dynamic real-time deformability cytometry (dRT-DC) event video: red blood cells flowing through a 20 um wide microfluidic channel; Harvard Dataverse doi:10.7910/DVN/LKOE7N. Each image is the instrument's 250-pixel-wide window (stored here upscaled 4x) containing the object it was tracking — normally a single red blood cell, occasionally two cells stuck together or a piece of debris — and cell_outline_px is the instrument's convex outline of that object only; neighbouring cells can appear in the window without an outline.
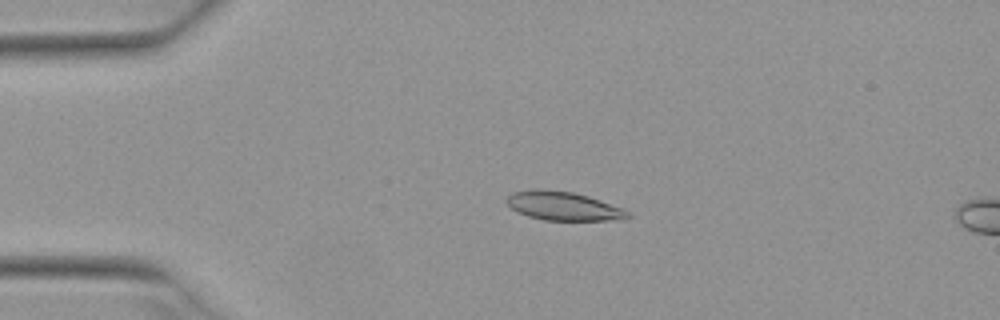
{"species": "Egyptian fruit bat (a non-hibernating species)", "species_latin": "Rousettus aegyptiacus", "temperature_condition": "warm", "stored_images_in_passage": 15, "camera_frame_rate_fps": 3000, "um_per_image_px": 0.085, "animal": {"sex": "female"}, "frame": {"image": 1, "passage_image": 11, "time_ms": 3.333, "image_size_px": [1000, 320], "cell_outline_px": [[632, 216], [628, 220], [544, 220], [528, 216], [516, 212], [504, 200], [512, 192], [532, 188], [536, 188], [572, 192], [588, 196], [624, 208]], "centroid_in_image_um": [47.89, 17.51], "position_along_channel_um": 37.1, "area_um2": 20.58}}